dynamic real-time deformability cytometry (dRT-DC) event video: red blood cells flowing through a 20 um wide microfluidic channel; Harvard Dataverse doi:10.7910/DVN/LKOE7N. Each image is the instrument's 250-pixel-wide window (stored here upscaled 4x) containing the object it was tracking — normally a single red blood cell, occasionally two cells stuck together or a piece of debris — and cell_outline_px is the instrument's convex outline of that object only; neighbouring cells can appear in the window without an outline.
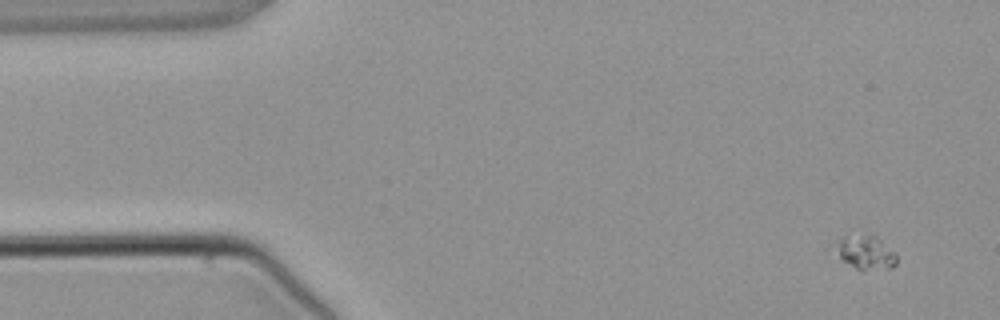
{"species": "common noctule bat (a hibernating species)", "species_latin": "Nyctalus noctula", "temperature_condition": "warm", "stored_images_in_passage": 3, "camera_frame_rate_fps": 3000, "um_per_image_px": 0.085, "animal": {"sex": "male", "body_mass_g": 21.5, "forearm_length_mm": 52.0}, "frame": {"image": 1, "passage_image": 1, "time_ms": 0.0, "image_size_px": [1000, 320], "cell_outline_px": [[896, 264], [892, 268], [856, 268], [844, 260], [840, 256], [840, 240], [844, 236], [876, 236], [896, 252]], "centroid_in_image_um": [73.7, 21.46], "position_along_channel_um": 11.3, "area_um2": 11.04}}